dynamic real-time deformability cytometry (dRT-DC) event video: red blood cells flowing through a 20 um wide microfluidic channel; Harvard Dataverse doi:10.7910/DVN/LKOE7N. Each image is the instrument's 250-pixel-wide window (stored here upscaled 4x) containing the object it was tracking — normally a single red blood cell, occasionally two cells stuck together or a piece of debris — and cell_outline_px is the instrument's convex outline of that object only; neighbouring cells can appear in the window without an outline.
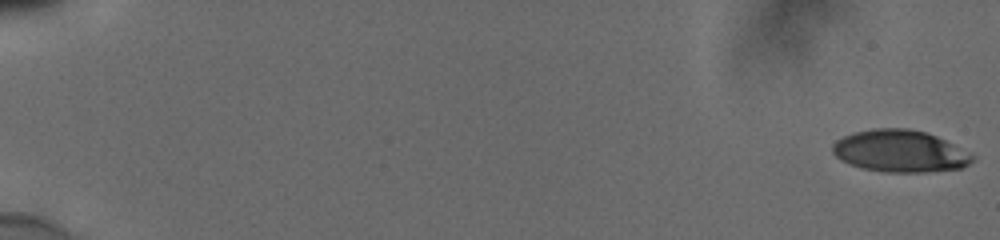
{"species": "human", "species_latin": "Homo sapiens", "temperature_condition": "cold", "stored_images_in_passage": 56, "camera_frame_rate_fps": 3000, "um_per_image_px": 0.085, "donor": {"sex": "male"}, "frame": {"image": 1, "passage_image": 1, "time_ms": 0.0, "image_size_px": [1000, 240], "cell_outline_px": [[976, 156], [968, 164], [960, 168], [928, 172], [884, 172], [864, 168], [852, 164], [836, 156], [832, 152], [832, 144], [836, 140], [844, 136], [856, 132], [872, 128], [908, 128], [924, 132], [936, 136], [972, 152]], "centroid_in_image_um": [76.54, 12.84], "position_along_channel_um": 8.5, "area_um2": 34.16}}
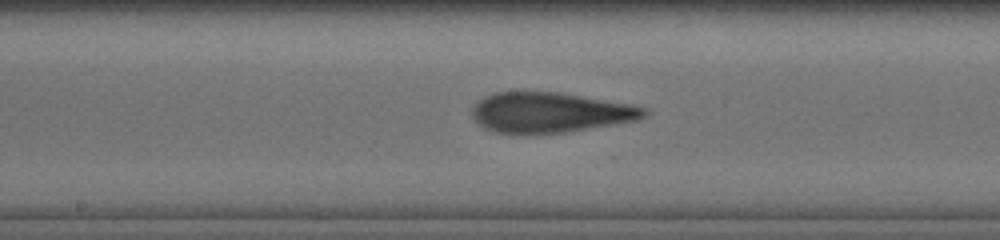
{"frame": {"image": 2, "passage_image": 32, "time_ms": 10.333, "image_size_px": [1000, 240], "cell_outline_px": [[648, 112], [640, 120], [568, 132], [496, 132], [484, 128], [472, 116], [472, 108], [484, 96], [492, 92], [560, 92], [628, 104], [648, 108]], "centroid_in_image_um": [46.79, 9.54], "position_along_channel_um": 201.4, "area_um2": 39.82}}
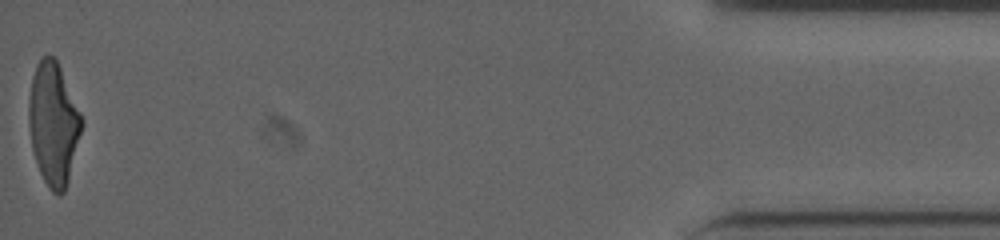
{"frame": {"image": 3, "passage_image": 56, "time_ms": 18.333, "image_size_px": [1000, 240], "cell_outline_px": [[84, 124], [68, 180], [64, 192], [60, 196], [52, 192], [48, 188], [40, 172], [32, 148], [28, 124], [28, 100], [32, 76], [36, 64], [40, 56], [52, 56], [56, 60], [60, 68], [84, 120]], "centroid_in_image_um": [4.53, 10.52], "position_along_channel_um": 430.7, "area_um2": 37.86}, "authors_computed_cell_mechanics": {"area_um2": 38.8416, "velocity_mm_per_s": 3.8739, "shape_relaxation_time_tau1_ms": 9.4499, "shape_relaxation_time_tau2_ms": 1.5811, "deformation_change_tau1": 0.2948, "deformation_change_tau2": 0.1119}}